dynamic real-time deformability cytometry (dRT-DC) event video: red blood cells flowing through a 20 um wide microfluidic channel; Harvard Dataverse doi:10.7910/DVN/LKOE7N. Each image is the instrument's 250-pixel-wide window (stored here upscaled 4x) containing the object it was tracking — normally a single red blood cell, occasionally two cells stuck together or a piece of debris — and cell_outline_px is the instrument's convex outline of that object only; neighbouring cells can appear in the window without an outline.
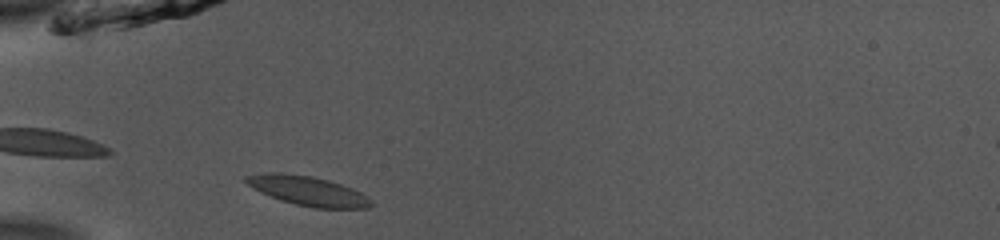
{"species": "common noctule bat (a hibernating species)", "species_latin": "Nyctalus noctula", "temperature_condition": "room temperature", "stored_images_in_passage": 11, "camera_frame_rate_fps": 3000, "um_per_image_px": 0.085, "animal": {"sex": "male", "body_mass_g": 13.0, "forearm_length_mm": 53.1}, "frame": {"image": 1, "passage_image": 1, "time_ms": 0.0, "image_size_px": [1000, 240], "cell_outline_px": [[372, 204], [368, 208], [312, 208], [280, 200], [260, 192], [252, 188], [244, 180], [244, 176], [264, 172], [280, 172], [312, 176], [328, 180], [352, 188], [368, 196], [372, 200]], "centroid_in_image_um": [26.15, 16.21], "position_along_channel_um": 58.9, "area_um2": 21.56}}
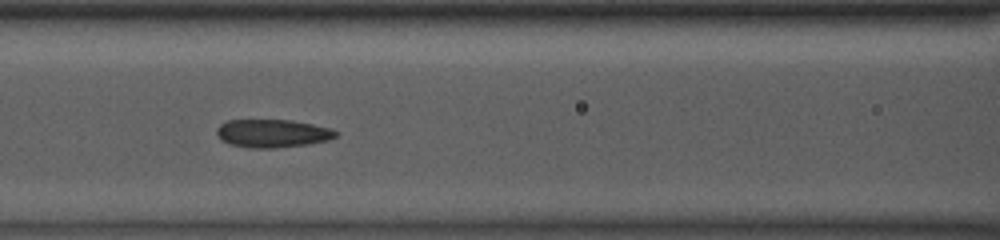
{"frame": {"image": 2, "passage_image": 8, "time_ms": 2.333, "image_size_px": [1000, 240], "cell_outline_px": [[340, 132], [336, 136], [328, 140], [308, 144], [276, 148], [248, 148], [228, 144], [220, 140], [216, 132], [216, 128], [220, 124], [228, 120], [292, 120], [332, 128]], "centroid_in_image_um": [23.15, 11.34], "position_along_channel_um": 143.5, "area_um2": 19.77}}